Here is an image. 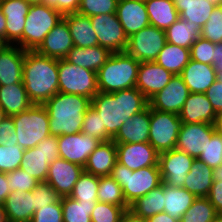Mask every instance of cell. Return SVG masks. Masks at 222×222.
Masks as SVG:
<instances>
[{
  "label": "cell",
  "mask_w": 222,
  "mask_h": 222,
  "mask_svg": "<svg viewBox=\"0 0 222 222\" xmlns=\"http://www.w3.org/2000/svg\"><path fill=\"white\" fill-rule=\"evenodd\" d=\"M59 92L81 95L90 100L99 92L97 72L58 59Z\"/></svg>",
  "instance_id": "cell-8"
},
{
  "label": "cell",
  "mask_w": 222,
  "mask_h": 222,
  "mask_svg": "<svg viewBox=\"0 0 222 222\" xmlns=\"http://www.w3.org/2000/svg\"><path fill=\"white\" fill-rule=\"evenodd\" d=\"M215 129L219 134H222V113L218 114L215 121Z\"/></svg>",
  "instance_id": "cell-64"
},
{
  "label": "cell",
  "mask_w": 222,
  "mask_h": 222,
  "mask_svg": "<svg viewBox=\"0 0 222 222\" xmlns=\"http://www.w3.org/2000/svg\"><path fill=\"white\" fill-rule=\"evenodd\" d=\"M117 162V148L113 140L101 142L89 155L84 171L94 176H110Z\"/></svg>",
  "instance_id": "cell-26"
},
{
  "label": "cell",
  "mask_w": 222,
  "mask_h": 222,
  "mask_svg": "<svg viewBox=\"0 0 222 222\" xmlns=\"http://www.w3.org/2000/svg\"><path fill=\"white\" fill-rule=\"evenodd\" d=\"M8 187L10 192L21 191L28 192L32 191L39 181L34 177L30 176L21 168H18L12 172L7 173Z\"/></svg>",
  "instance_id": "cell-50"
},
{
  "label": "cell",
  "mask_w": 222,
  "mask_h": 222,
  "mask_svg": "<svg viewBox=\"0 0 222 222\" xmlns=\"http://www.w3.org/2000/svg\"><path fill=\"white\" fill-rule=\"evenodd\" d=\"M190 92L180 75H174L169 83L149 99L152 109L179 114Z\"/></svg>",
  "instance_id": "cell-15"
},
{
  "label": "cell",
  "mask_w": 222,
  "mask_h": 222,
  "mask_svg": "<svg viewBox=\"0 0 222 222\" xmlns=\"http://www.w3.org/2000/svg\"><path fill=\"white\" fill-rule=\"evenodd\" d=\"M116 14L127 37L150 25L143 1L119 0Z\"/></svg>",
  "instance_id": "cell-21"
},
{
  "label": "cell",
  "mask_w": 222,
  "mask_h": 222,
  "mask_svg": "<svg viewBox=\"0 0 222 222\" xmlns=\"http://www.w3.org/2000/svg\"><path fill=\"white\" fill-rule=\"evenodd\" d=\"M117 162L134 171L158 166L159 153L147 142L116 144Z\"/></svg>",
  "instance_id": "cell-17"
},
{
  "label": "cell",
  "mask_w": 222,
  "mask_h": 222,
  "mask_svg": "<svg viewBox=\"0 0 222 222\" xmlns=\"http://www.w3.org/2000/svg\"><path fill=\"white\" fill-rule=\"evenodd\" d=\"M200 33L198 25L179 18L165 31L166 42L190 49Z\"/></svg>",
  "instance_id": "cell-37"
},
{
  "label": "cell",
  "mask_w": 222,
  "mask_h": 222,
  "mask_svg": "<svg viewBox=\"0 0 222 222\" xmlns=\"http://www.w3.org/2000/svg\"><path fill=\"white\" fill-rule=\"evenodd\" d=\"M146 11L150 25L166 31L179 19L173 0H146Z\"/></svg>",
  "instance_id": "cell-34"
},
{
  "label": "cell",
  "mask_w": 222,
  "mask_h": 222,
  "mask_svg": "<svg viewBox=\"0 0 222 222\" xmlns=\"http://www.w3.org/2000/svg\"><path fill=\"white\" fill-rule=\"evenodd\" d=\"M215 131L214 124L182 123L175 148L197 159L205 150L208 141H210Z\"/></svg>",
  "instance_id": "cell-13"
},
{
  "label": "cell",
  "mask_w": 222,
  "mask_h": 222,
  "mask_svg": "<svg viewBox=\"0 0 222 222\" xmlns=\"http://www.w3.org/2000/svg\"><path fill=\"white\" fill-rule=\"evenodd\" d=\"M164 212L172 218L181 220L185 212L191 207L197 197L182 187H172L163 183Z\"/></svg>",
  "instance_id": "cell-33"
},
{
  "label": "cell",
  "mask_w": 222,
  "mask_h": 222,
  "mask_svg": "<svg viewBox=\"0 0 222 222\" xmlns=\"http://www.w3.org/2000/svg\"><path fill=\"white\" fill-rule=\"evenodd\" d=\"M24 1H26L30 5H36V4H42L43 0H24Z\"/></svg>",
  "instance_id": "cell-66"
},
{
  "label": "cell",
  "mask_w": 222,
  "mask_h": 222,
  "mask_svg": "<svg viewBox=\"0 0 222 222\" xmlns=\"http://www.w3.org/2000/svg\"><path fill=\"white\" fill-rule=\"evenodd\" d=\"M90 20L101 47L107 48L111 53L125 52L128 37L116 13L91 16Z\"/></svg>",
  "instance_id": "cell-11"
},
{
  "label": "cell",
  "mask_w": 222,
  "mask_h": 222,
  "mask_svg": "<svg viewBox=\"0 0 222 222\" xmlns=\"http://www.w3.org/2000/svg\"><path fill=\"white\" fill-rule=\"evenodd\" d=\"M140 62L126 52L111 53L97 71L99 92L112 93L136 87Z\"/></svg>",
  "instance_id": "cell-4"
},
{
  "label": "cell",
  "mask_w": 222,
  "mask_h": 222,
  "mask_svg": "<svg viewBox=\"0 0 222 222\" xmlns=\"http://www.w3.org/2000/svg\"><path fill=\"white\" fill-rule=\"evenodd\" d=\"M149 100L136 88L112 93L98 92L91 99V106L101 116L102 128L114 138L128 118L143 111Z\"/></svg>",
  "instance_id": "cell-1"
},
{
  "label": "cell",
  "mask_w": 222,
  "mask_h": 222,
  "mask_svg": "<svg viewBox=\"0 0 222 222\" xmlns=\"http://www.w3.org/2000/svg\"><path fill=\"white\" fill-rule=\"evenodd\" d=\"M63 222H92L91 212L96 203L79 202L70 196L61 197Z\"/></svg>",
  "instance_id": "cell-39"
},
{
  "label": "cell",
  "mask_w": 222,
  "mask_h": 222,
  "mask_svg": "<svg viewBox=\"0 0 222 222\" xmlns=\"http://www.w3.org/2000/svg\"><path fill=\"white\" fill-rule=\"evenodd\" d=\"M18 146L31 149L50 134L49 114L43 104H32L26 111L12 116Z\"/></svg>",
  "instance_id": "cell-6"
},
{
  "label": "cell",
  "mask_w": 222,
  "mask_h": 222,
  "mask_svg": "<svg viewBox=\"0 0 222 222\" xmlns=\"http://www.w3.org/2000/svg\"><path fill=\"white\" fill-rule=\"evenodd\" d=\"M100 143L98 139L82 132L58 136L59 157L84 167L89 155Z\"/></svg>",
  "instance_id": "cell-14"
},
{
  "label": "cell",
  "mask_w": 222,
  "mask_h": 222,
  "mask_svg": "<svg viewBox=\"0 0 222 222\" xmlns=\"http://www.w3.org/2000/svg\"><path fill=\"white\" fill-rule=\"evenodd\" d=\"M74 47L67 22L62 20L47 34L43 43L36 50L39 54L63 59Z\"/></svg>",
  "instance_id": "cell-23"
},
{
  "label": "cell",
  "mask_w": 222,
  "mask_h": 222,
  "mask_svg": "<svg viewBox=\"0 0 222 222\" xmlns=\"http://www.w3.org/2000/svg\"><path fill=\"white\" fill-rule=\"evenodd\" d=\"M209 1H211L216 6H219L220 4H222V0H209Z\"/></svg>",
  "instance_id": "cell-70"
},
{
  "label": "cell",
  "mask_w": 222,
  "mask_h": 222,
  "mask_svg": "<svg viewBox=\"0 0 222 222\" xmlns=\"http://www.w3.org/2000/svg\"><path fill=\"white\" fill-rule=\"evenodd\" d=\"M30 222H63L61 199L36 210Z\"/></svg>",
  "instance_id": "cell-52"
},
{
  "label": "cell",
  "mask_w": 222,
  "mask_h": 222,
  "mask_svg": "<svg viewBox=\"0 0 222 222\" xmlns=\"http://www.w3.org/2000/svg\"><path fill=\"white\" fill-rule=\"evenodd\" d=\"M110 176L121 186L128 205L162 183L159 166L144 167L132 171L116 162Z\"/></svg>",
  "instance_id": "cell-5"
},
{
  "label": "cell",
  "mask_w": 222,
  "mask_h": 222,
  "mask_svg": "<svg viewBox=\"0 0 222 222\" xmlns=\"http://www.w3.org/2000/svg\"><path fill=\"white\" fill-rule=\"evenodd\" d=\"M42 4L52 7L62 15H65L69 13H77L80 0H43Z\"/></svg>",
  "instance_id": "cell-55"
},
{
  "label": "cell",
  "mask_w": 222,
  "mask_h": 222,
  "mask_svg": "<svg viewBox=\"0 0 222 222\" xmlns=\"http://www.w3.org/2000/svg\"><path fill=\"white\" fill-rule=\"evenodd\" d=\"M207 198L217 213L222 214V181H213Z\"/></svg>",
  "instance_id": "cell-57"
},
{
  "label": "cell",
  "mask_w": 222,
  "mask_h": 222,
  "mask_svg": "<svg viewBox=\"0 0 222 222\" xmlns=\"http://www.w3.org/2000/svg\"><path fill=\"white\" fill-rule=\"evenodd\" d=\"M98 185V176L83 171L74 185L70 197L79 202L97 203Z\"/></svg>",
  "instance_id": "cell-40"
},
{
  "label": "cell",
  "mask_w": 222,
  "mask_h": 222,
  "mask_svg": "<svg viewBox=\"0 0 222 222\" xmlns=\"http://www.w3.org/2000/svg\"><path fill=\"white\" fill-rule=\"evenodd\" d=\"M20 168L39 182H45L49 162L37 147L24 150Z\"/></svg>",
  "instance_id": "cell-38"
},
{
  "label": "cell",
  "mask_w": 222,
  "mask_h": 222,
  "mask_svg": "<svg viewBox=\"0 0 222 222\" xmlns=\"http://www.w3.org/2000/svg\"><path fill=\"white\" fill-rule=\"evenodd\" d=\"M164 188L163 182L160 186L152 189L146 195L137 198L129 205V209L137 216L149 218L155 214L164 212Z\"/></svg>",
  "instance_id": "cell-36"
},
{
  "label": "cell",
  "mask_w": 222,
  "mask_h": 222,
  "mask_svg": "<svg viewBox=\"0 0 222 222\" xmlns=\"http://www.w3.org/2000/svg\"><path fill=\"white\" fill-rule=\"evenodd\" d=\"M6 147L18 145V138L15 132L13 117L6 116L0 122V146Z\"/></svg>",
  "instance_id": "cell-53"
},
{
  "label": "cell",
  "mask_w": 222,
  "mask_h": 222,
  "mask_svg": "<svg viewBox=\"0 0 222 222\" xmlns=\"http://www.w3.org/2000/svg\"><path fill=\"white\" fill-rule=\"evenodd\" d=\"M179 18L202 28L216 5L209 0H173Z\"/></svg>",
  "instance_id": "cell-32"
},
{
  "label": "cell",
  "mask_w": 222,
  "mask_h": 222,
  "mask_svg": "<svg viewBox=\"0 0 222 222\" xmlns=\"http://www.w3.org/2000/svg\"><path fill=\"white\" fill-rule=\"evenodd\" d=\"M200 37L214 44L222 42V12L220 6L215 7L208 21L201 28Z\"/></svg>",
  "instance_id": "cell-48"
},
{
  "label": "cell",
  "mask_w": 222,
  "mask_h": 222,
  "mask_svg": "<svg viewBox=\"0 0 222 222\" xmlns=\"http://www.w3.org/2000/svg\"><path fill=\"white\" fill-rule=\"evenodd\" d=\"M181 124L178 114L150 107L149 144L158 153L172 150L176 147Z\"/></svg>",
  "instance_id": "cell-9"
},
{
  "label": "cell",
  "mask_w": 222,
  "mask_h": 222,
  "mask_svg": "<svg viewBox=\"0 0 222 222\" xmlns=\"http://www.w3.org/2000/svg\"><path fill=\"white\" fill-rule=\"evenodd\" d=\"M10 193L7 173L0 172V205H4V202Z\"/></svg>",
  "instance_id": "cell-59"
},
{
  "label": "cell",
  "mask_w": 222,
  "mask_h": 222,
  "mask_svg": "<svg viewBox=\"0 0 222 222\" xmlns=\"http://www.w3.org/2000/svg\"><path fill=\"white\" fill-rule=\"evenodd\" d=\"M49 114V129L53 136L81 132L91 100L81 95L58 92L44 104Z\"/></svg>",
  "instance_id": "cell-3"
},
{
  "label": "cell",
  "mask_w": 222,
  "mask_h": 222,
  "mask_svg": "<svg viewBox=\"0 0 222 222\" xmlns=\"http://www.w3.org/2000/svg\"><path fill=\"white\" fill-rule=\"evenodd\" d=\"M211 168L222 164V134L215 131L205 150L197 158Z\"/></svg>",
  "instance_id": "cell-45"
},
{
  "label": "cell",
  "mask_w": 222,
  "mask_h": 222,
  "mask_svg": "<svg viewBox=\"0 0 222 222\" xmlns=\"http://www.w3.org/2000/svg\"><path fill=\"white\" fill-rule=\"evenodd\" d=\"M150 106L128 118L112 139L115 144L121 143H149Z\"/></svg>",
  "instance_id": "cell-24"
},
{
  "label": "cell",
  "mask_w": 222,
  "mask_h": 222,
  "mask_svg": "<svg viewBox=\"0 0 222 222\" xmlns=\"http://www.w3.org/2000/svg\"><path fill=\"white\" fill-rule=\"evenodd\" d=\"M6 117L3 109L0 107V122Z\"/></svg>",
  "instance_id": "cell-69"
},
{
  "label": "cell",
  "mask_w": 222,
  "mask_h": 222,
  "mask_svg": "<svg viewBox=\"0 0 222 222\" xmlns=\"http://www.w3.org/2000/svg\"><path fill=\"white\" fill-rule=\"evenodd\" d=\"M218 215L207 197L197 198L182 216L180 222H212Z\"/></svg>",
  "instance_id": "cell-42"
},
{
  "label": "cell",
  "mask_w": 222,
  "mask_h": 222,
  "mask_svg": "<svg viewBox=\"0 0 222 222\" xmlns=\"http://www.w3.org/2000/svg\"><path fill=\"white\" fill-rule=\"evenodd\" d=\"M101 116L90 106L83 120L82 133L98 139L101 142L112 140L113 138L106 132V128H102Z\"/></svg>",
  "instance_id": "cell-43"
},
{
  "label": "cell",
  "mask_w": 222,
  "mask_h": 222,
  "mask_svg": "<svg viewBox=\"0 0 222 222\" xmlns=\"http://www.w3.org/2000/svg\"><path fill=\"white\" fill-rule=\"evenodd\" d=\"M205 95L217 115L222 113V82L219 78L208 88Z\"/></svg>",
  "instance_id": "cell-56"
},
{
  "label": "cell",
  "mask_w": 222,
  "mask_h": 222,
  "mask_svg": "<svg viewBox=\"0 0 222 222\" xmlns=\"http://www.w3.org/2000/svg\"><path fill=\"white\" fill-rule=\"evenodd\" d=\"M174 75L161 65L153 62H140L136 88L149 100L161 91Z\"/></svg>",
  "instance_id": "cell-19"
},
{
  "label": "cell",
  "mask_w": 222,
  "mask_h": 222,
  "mask_svg": "<svg viewBox=\"0 0 222 222\" xmlns=\"http://www.w3.org/2000/svg\"><path fill=\"white\" fill-rule=\"evenodd\" d=\"M6 45L7 43L4 41L2 37H0V50H2Z\"/></svg>",
  "instance_id": "cell-67"
},
{
  "label": "cell",
  "mask_w": 222,
  "mask_h": 222,
  "mask_svg": "<svg viewBox=\"0 0 222 222\" xmlns=\"http://www.w3.org/2000/svg\"><path fill=\"white\" fill-rule=\"evenodd\" d=\"M0 222H7V217L3 205H0Z\"/></svg>",
  "instance_id": "cell-65"
},
{
  "label": "cell",
  "mask_w": 222,
  "mask_h": 222,
  "mask_svg": "<svg viewBox=\"0 0 222 222\" xmlns=\"http://www.w3.org/2000/svg\"><path fill=\"white\" fill-rule=\"evenodd\" d=\"M25 50L7 44L0 50V86L23 83Z\"/></svg>",
  "instance_id": "cell-20"
},
{
  "label": "cell",
  "mask_w": 222,
  "mask_h": 222,
  "mask_svg": "<svg viewBox=\"0 0 222 222\" xmlns=\"http://www.w3.org/2000/svg\"><path fill=\"white\" fill-rule=\"evenodd\" d=\"M23 84L33 104H44L59 92L58 59L25 51Z\"/></svg>",
  "instance_id": "cell-2"
},
{
  "label": "cell",
  "mask_w": 222,
  "mask_h": 222,
  "mask_svg": "<svg viewBox=\"0 0 222 222\" xmlns=\"http://www.w3.org/2000/svg\"><path fill=\"white\" fill-rule=\"evenodd\" d=\"M180 76L190 93H205L218 79V74L213 65L190 60L183 68Z\"/></svg>",
  "instance_id": "cell-25"
},
{
  "label": "cell",
  "mask_w": 222,
  "mask_h": 222,
  "mask_svg": "<svg viewBox=\"0 0 222 222\" xmlns=\"http://www.w3.org/2000/svg\"><path fill=\"white\" fill-rule=\"evenodd\" d=\"M218 78L221 80V82H222V74L220 75V76H218Z\"/></svg>",
  "instance_id": "cell-71"
},
{
  "label": "cell",
  "mask_w": 222,
  "mask_h": 222,
  "mask_svg": "<svg viewBox=\"0 0 222 222\" xmlns=\"http://www.w3.org/2000/svg\"><path fill=\"white\" fill-rule=\"evenodd\" d=\"M212 222H222V214H218Z\"/></svg>",
  "instance_id": "cell-68"
},
{
  "label": "cell",
  "mask_w": 222,
  "mask_h": 222,
  "mask_svg": "<svg viewBox=\"0 0 222 222\" xmlns=\"http://www.w3.org/2000/svg\"><path fill=\"white\" fill-rule=\"evenodd\" d=\"M129 208H122L108 203L98 202L91 212L92 222H121L123 213Z\"/></svg>",
  "instance_id": "cell-47"
},
{
  "label": "cell",
  "mask_w": 222,
  "mask_h": 222,
  "mask_svg": "<svg viewBox=\"0 0 222 222\" xmlns=\"http://www.w3.org/2000/svg\"><path fill=\"white\" fill-rule=\"evenodd\" d=\"M191 60L190 49L166 42L155 62L173 75H180Z\"/></svg>",
  "instance_id": "cell-35"
},
{
  "label": "cell",
  "mask_w": 222,
  "mask_h": 222,
  "mask_svg": "<svg viewBox=\"0 0 222 222\" xmlns=\"http://www.w3.org/2000/svg\"><path fill=\"white\" fill-rule=\"evenodd\" d=\"M213 181H222V164L213 168Z\"/></svg>",
  "instance_id": "cell-63"
},
{
  "label": "cell",
  "mask_w": 222,
  "mask_h": 222,
  "mask_svg": "<svg viewBox=\"0 0 222 222\" xmlns=\"http://www.w3.org/2000/svg\"><path fill=\"white\" fill-rule=\"evenodd\" d=\"M3 207L7 221L30 222L34 215L32 192H11L6 198Z\"/></svg>",
  "instance_id": "cell-27"
},
{
  "label": "cell",
  "mask_w": 222,
  "mask_h": 222,
  "mask_svg": "<svg viewBox=\"0 0 222 222\" xmlns=\"http://www.w3.org/2000/svg\"><path fill=\"white\" fill-rule=\"evenodd\" d=\"M119 0H80L78 14L96 16L116 13Z\"/></svg>",
  "instance_id": "cell-44"
},
{
  "label": "cell",
  "mask_w": 222,
  "mask_h": 222,
  "mask_svg": "<svg viewBox=\"0 0 222 222\" xmlns=\"http://www.w3.org/2000/svg\"><path fill=\"white\" fill-rule=\"evenodd\" d=\"M178 115L182 123L188 124H215L217 117L205 93H190Z\"/></svg>",
  "instance_id": "cell-22"
},
{
  "label": "cell",
  "mask_w": 222,
  "mask_h": 222,
  "mask_svg": "<svg viewBox=\"0 0 222 222\" xmlns=\"http://www.w3.org/2000/svg\"><path fill=\"white\" fill-rule=\"evenodd\" d=\"M32 104L23 83L0 86V107L6 116L12 117L26 111Z\"/></svg>",
  "instance_id": "cell-31"
},
{
  "label": "cell",
  "mask_w": 222,
  "mask_h": 222,
  "mask_svg": "<svg viewBox=\"0 0 222 222\" xmlns=\"http://www.w3.org/2000/svg\"><path fill=\"white\" fill-rule=\"evenodd\" d=\"M214 43L199 37L190 48L191 60L204 64H213Z\"/></svg>",
  "instance_id": "cell-51"
},
{
  "label": "cell",
  "mask_w": 222,
  "mask_h": 222,
  "mask_svg": "<svg viewBox=\"0 0 222 222\" xmlns=\"http://www.w3.org/2000/svg\"><path fill=\"white\" fill-rule=\"evenodd\" d=\"M111 52L104 47L91 46V47H73L65 59L83 68H87L94 72H97L107 61Z\"/></svg>",
  "instance_id": "cell-29"
},
{
  "label": "cell",
  "mask_w": 222,
  "mask_h": 222,
  "mask_svg": "<svg viewBox=\"0 0 222 222\" xmlns=\"http://www.w3.org/2000/svg\"><path fill=\"white\" fill-rule=\"evenodd\" d=\"M62 18L63 15L52 7L43 4L31 5L22 34V49L36 51Z\"/></svg>",
  "instance_id": "cell-7"
},
{
  "label": "cell",
  "mask_w": 222,
  "mask_h": 222,
  "mask_svg": "<svg viewBox=\"0 0 222 222\" xmlns=\"http://www.w3.org/2000/svg\"><path fill=\"white\" fill-rule=\"evenodd\" d=\"M24 149L18 145L0 146V172L9 173L21 166Z\"/></svg>",
  "instance_id": "cell-46"
},
{
  "label": "cell",
  "mask_w": 222,
  "mask_h": 222,
  "mask_svg": "<svg viewBox=\"0 0 222 222\" xmlns=\"http://www.w3.org/2000/svg\"><path fill=\"white\" fill-rule=\"evenodd\" d=\"M148 222H180V220L172 218L168 213L161 212L148 218Z\"/></svg>",
  "instance_id": "cell-60"
},
{
  "label": "cell",
  "mask_w": 222,
  "mask_h": 222,
  "mask_svg": "<svg viewBox=\"0 0 222 222\" xmlns=\"http://www.w3.org/2000/svg\"><path fill=\"white\" fill-rule=\"evenodd\" d=\"M83 171L82 166L59 157L49 164L46 182L60 197L70 196Z\"/></svg>",
  "instance_id": "cell-16"
},
{
  "label": "cell",
  "mask_w": 222,
  "mask_h": 222,
  "mask_svg": "<svg viewBox=\"0 0 222 222\" xmlns=\"http://www.w3.org/2000/svg\"><path fill=\"white\" fill-rule=\"evenodd\" d=\"M166 43L164 30L148 25L128 37L125 52L139 62H153Z\"/></svg>",
  "instance_id": "cell-10"
},
{
  "label": "cell",
  "mask_w": 222,
  "mask_h": 222,
  "mask_svg": "<svg viewBox=\"0 0 222 222\" xmlns=\"http://www.w3.org/2000/svg\"><path fill=\"white\" fill-rule=\"evenodd\" d=\"M36 147L41 150L49 164L59 158L58 136L49 135L39 142Z\"/></svg>",
  "instance_id": "cell-54"
},
{
  "label": "cell",
  "mask_w": 222,
  "mask_h": 222,
  "mask_svg": "<svg viewBox=\"0 0 222 222\" xmlns=\"http://www.w3.org/2000/svg\"><path fill=\"white\" fill-rule=\"evenodd\" d=\"M67 22L75 47L98 46V39L92 26L90 17L78 13L63 15Z\"/></svg>",
  "instance_id": "cell-28"
},
{
  "label": "cell",
  "mask_w": 222,
  "mask_h": 222,
  "mask_svg": "<svg viewBox=\"0 0 222 222\" xmlns=\"http://www.w3.org/2000/svg\"><path fill=\"white\" fill-rule=\"evenodd\" d=\"M121 222H148L147 218L137 216L130 209H127L122 216Z\"/></svg>",
  "instance_id": "cell-61"
},
{
  "label": "cell",
  "mask_w": 222,
  "mask_h": 222,
  "mask_svg": "<svg viewBox=\"0 0 222 222\" xmlns=\"http://www.w3.org/2000/svg\"><path fill=\"white\" fill-rule=\"evenodd\" d=\"M194 160V157L177 148L159 153L158 166L162 182L172 187H183Z\"/></svg>",
  "instance_id": "cell-12"
},
{
  "label": "cell",
  "mask_w": 222,
  "mask_h": 222,
  "mask_svg": "<svg viewBox=\"0 0 222 222\" xmlns=\"http://www.w3.org/2000/svg\"><path fill=\"white\" fill-rule=\"evenodd\" d=\"M6 17V43L22 48V34L30 4L24 0H0Z\"/></svg>",
  "instance_id": "cell-18"
},
{
  "label": "cell",
  "mask_w": 222,
  "mask_h": 222,
  "mask_svg": "<svg viewBox=\"0 0 222 222\" xmlns=\"http://www.w3.org/2000/svg\"><path fill=\"white\" fill-rule=\"evenodd\" d=\"M213 184V168L195 159L186 176L182 188L187 189L197 198L207 197Z\"/></svg>",
  "instance_id": "cell-30"
},
{
  "label": "cell",
  "mask_w": 222,
  "mask_h": 222,
  "mask_svg": "<svg viewBox=\"0 0 222 222\" xmlns=\"http://www.w3.org/2000/svg\"><path fill=\"white\" fill-rule=\"evenodd\" d=\"M213 68L218 76L222 74V42L214 44Z\"/></svg>",
  "instance_id": "cell-58"
},
{
  "label": "cell",
  "mask_w": 222,
  "mask_h": 222,
  "mask_svg": "<svg viewBox=\"0 0 222 222\" xmlns=\"http://www.w3.org/2000/svg\"><path fill=\"white\" fill-rule=\"evenodd\" d=\"M31 192L34 202V212L61 199L60 195L46 181L39 182Z\"/></svg>",
  "instance_id": "cell-49"
},
{
  "label": "cell",
  "mask_w": 222,
  "mask_h": 222,
  "mask_svg": "<svg viewBox=\"0 0 222 222\" xmlns=\"http://www.w3.org/2000/svg\"><path fill=\"white\" fill-rule=\"evenodd\" d=\"M98 202L108 203L122 208H129L121 186L111 176L99 177Z\"/></svg>",
  "instance_id": "cell-41"
},
{
  "label": "cell",
  "mask_w": 222,
  "mask_h": 222,
  "mask_svg": "<svg viewBox=\"0 0 222 222\" xmlns=\"http://www.w3.org/2000/svg\"><path fill=\"white\" fill-rule=\"evenodd\" d=\"M6 17L3 14V11L0 6V37L6 42Z\"/></svg>",
  "instance_id": "cell-62"
}]
</instances>
